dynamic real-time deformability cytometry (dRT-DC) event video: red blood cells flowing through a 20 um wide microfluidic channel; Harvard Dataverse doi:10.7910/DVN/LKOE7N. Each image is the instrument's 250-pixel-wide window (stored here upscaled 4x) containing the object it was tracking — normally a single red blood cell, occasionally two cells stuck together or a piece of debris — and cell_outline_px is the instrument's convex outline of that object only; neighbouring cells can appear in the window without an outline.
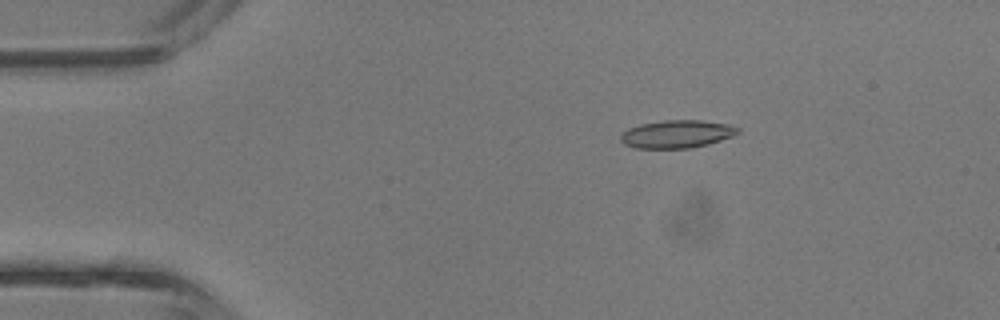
{"species": "common noctule bat (a hibernating species)", "species_latin": "Nyctalus noctula", "temperature_condition": "room temperature", "stored_images_in_passage": 43, "camera_frame_rate_fps": 3000, "um_per_image_px": 0.085, "animal": {"sex": "male", "body_mass_g": 13.3}, "frame": {"image": 1, "passage_image": 8, "time_ms": 2.333, "image_size_px": [1000, 320], "cell_outline_px": [[740, 132], [732, 136], [708, 144], [692, 148], [636, 148], [624, 144], [620, 140], [620, 136], [628, 128], [640, 124], [664, 120], [700, 120], [724, 124], [740, 128]], "centroid_in_image_um": [57.51, 11.4], "position_along_channel_um": 27.5, "area_um2": 18.9}}
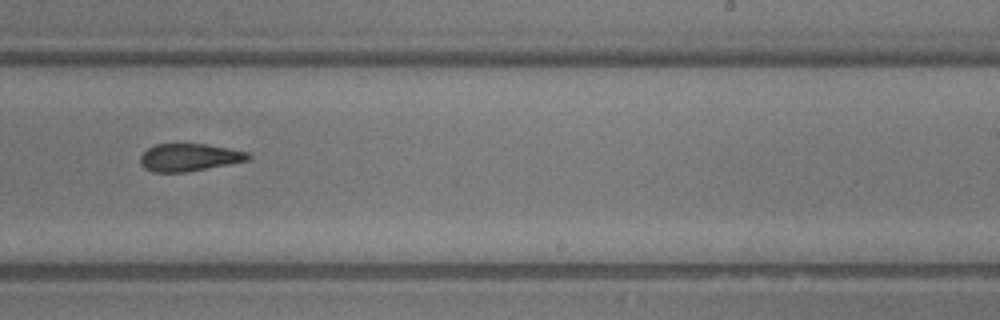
{"frame": {"image": 2, "passage_image": 27, "time_ms": 8.667, "image_size_px": [1000, 320], "cell_outline_px": [[252, 156], [248, 160], [228, 164], [184, 172], [152, 172], [144, 168], [140, 164], [140, 156], [148, 148], [156, 144], [208, 144], [248, 152]], "centroid_in_image_um": [16.06, 13.37], "position_along_channel_um": 272.9, "area_um2": 17.22}}
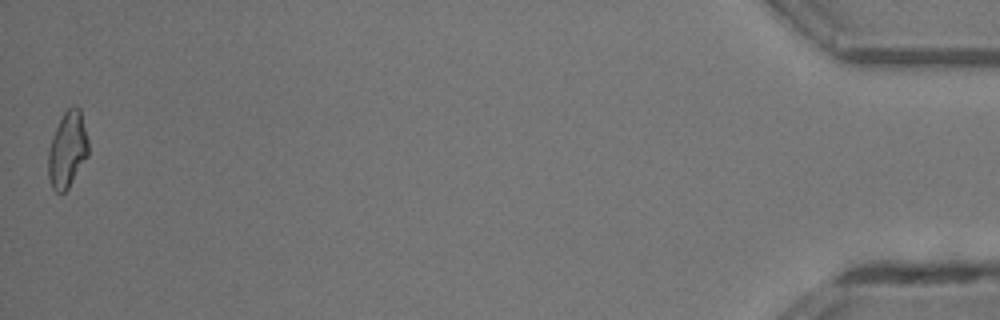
{"frame": {"image": 3, "passage_image": 43, "time_ms": 14.0, "image_size_px": [1000, 320], "cell_outline_px": [[88, 156], [68, 188], [60, 196], [52, 188], [48, 176], [48, 148], [56, 128], [64, 112], [68, 108], [76, 104], [80, 108], [88, 140]], "centroid_in_image_um": [5.73, 12.74], "position_along_channel_um": 429.5, "area_um2": 17.86}, "authors_computed_cell_mechanics": {"area_um2": 18.2648, "velocity_mm_per_s": 4.8294, "shape_relaxation_time_tau1_ms": 3.3594, "shape_relaxation_time_tau2_ms": 2.3485, "deformation_change_tau1": 0.1201, "deformation_change_tau2": 0.1074}}